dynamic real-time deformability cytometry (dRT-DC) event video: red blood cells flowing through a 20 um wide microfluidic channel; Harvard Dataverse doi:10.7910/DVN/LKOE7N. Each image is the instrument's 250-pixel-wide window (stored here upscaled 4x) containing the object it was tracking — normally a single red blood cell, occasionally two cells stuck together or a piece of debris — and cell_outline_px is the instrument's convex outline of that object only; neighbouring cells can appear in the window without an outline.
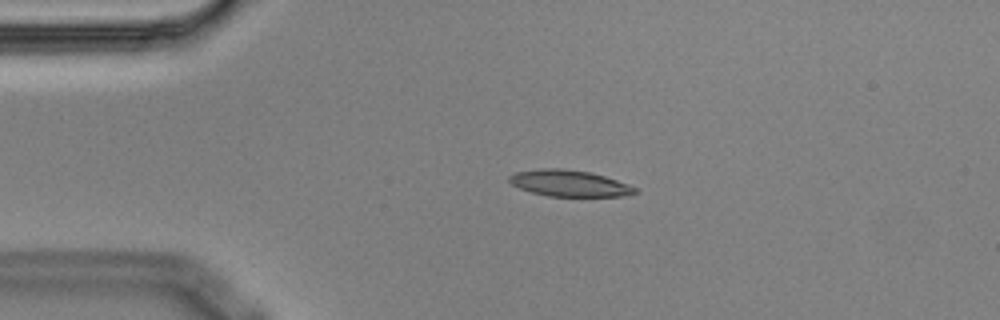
{"species": "Egyptian fruit bat (a non-hibernating species)", "species_latin": "Rousettus aegyptiacus", "temperature_condition": "cold", "stored_images_in_passage": 3, "camera_frame_rate_fps": 3000, "um_per_image_px": 0.085, "animal": {"sex": "male"}, "frame": {"image": 1, "passage_image": 2, "time_ms": 0.333, "image_size_px": [1000, 320], "cell_outline_px": [[640, 192], [620, 196], [548, 196], [532, 192], [520, 188], [512, 184], [508, 180], [508, 176], [516, 172], [540, 168], [564, 168], [592, 172], [628, 184], [636, 188]], "centroid_in_image_um": [48.38, 15.57], "position_along_channel_um": 36.6, "area_um2": 19.31}}